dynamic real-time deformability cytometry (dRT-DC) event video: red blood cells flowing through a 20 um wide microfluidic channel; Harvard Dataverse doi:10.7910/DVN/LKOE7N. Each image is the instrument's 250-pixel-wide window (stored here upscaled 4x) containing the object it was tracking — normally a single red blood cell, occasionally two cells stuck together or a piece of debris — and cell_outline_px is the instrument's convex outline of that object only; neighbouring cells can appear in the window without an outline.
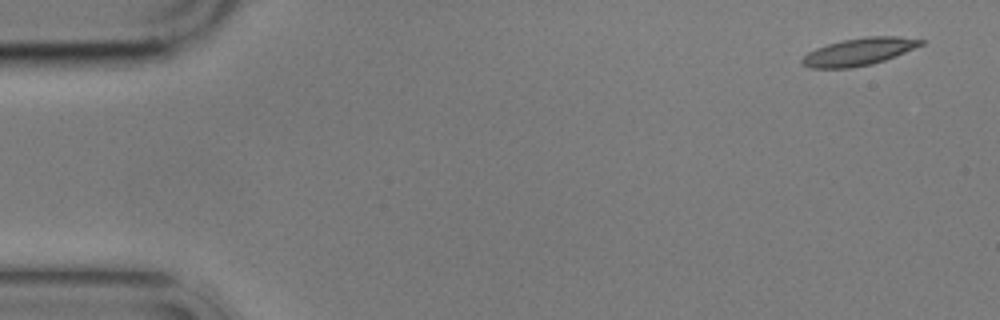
{"species": "common noctule bat (a hibernating species)", "species_latin": "Nyctalus noctula", "temperature_condition": "cold", "stored_images_in_passage": 4, "camera_frame_rate_fps": 3000, "um_per_image_px": 0.085, "animal": {"sex": "male", "body_mass_g": 17.9}, "frame": {"image": 1, "passage_image": 1, "time_ms": 0.0, "image_size_px": [1000, 320], "cell_outline_px": [[928, 40], [924, 44], [884, 60], [872, 64], [848, 68], [812, 68], [800, 64], [800, 60], [808, 52], [816, 48], [828, 44], [844, 40], [868, 36], [896, 36]], "centroid_in_image_um": [73.01, 4.39], "position_along_channel_um": 12.0, "area_um2": 18.84}}
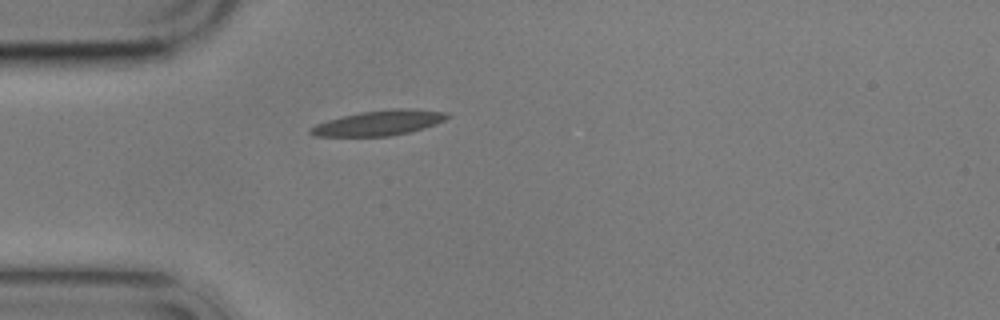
{"frame": {"image": 2, "passage_image": 4, "time_ms": 4.333, "image_size_px": [1000, 320], "cell_outline_px": [[452, 116], [436, 124], [424, 128], [408, 132], [388, 136], [312, 136], [308, 132], [308, 128], [316, 124], [328, 120], [360, 112], [392, 108], [408, 108], [448, 112]], "centroid_in_image_um": [32.23, 10.44], "position_along_channel_um": 52.8, "area_um2": 20.06}}